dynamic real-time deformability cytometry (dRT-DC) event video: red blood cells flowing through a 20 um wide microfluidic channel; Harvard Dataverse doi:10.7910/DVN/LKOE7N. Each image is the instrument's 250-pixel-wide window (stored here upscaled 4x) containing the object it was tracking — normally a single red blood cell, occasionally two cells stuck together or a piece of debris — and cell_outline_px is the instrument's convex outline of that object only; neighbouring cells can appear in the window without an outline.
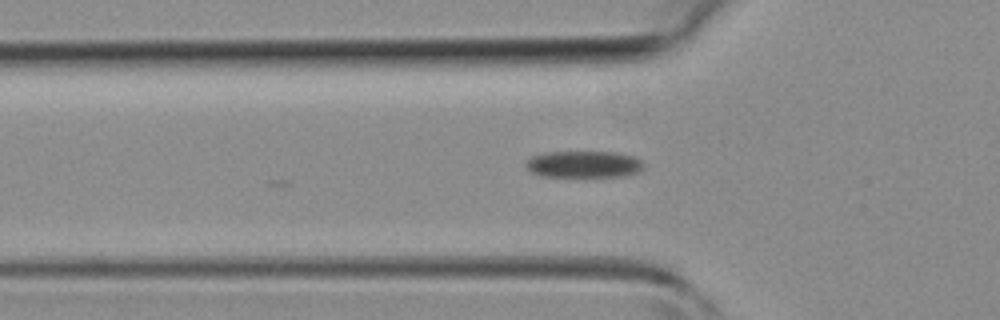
{"species": "common noctule bat (a hibernating species)", "species_latin": "Nyctalus noctula", "temperature_condition": "room temperature", "stored_images_in_passage": 25, "camera_frame_rate_fps": 3000, "um_per_image_px": 0.085, "animal": {"sex": "female", "body_mass_g": 19.3, "forearm_length_mm": 54.1}, "frame": {"image": 1, "passage_image": 2, "time_ms": 0.333, "image_size_px": [1000, 320], "cell_outline_px": [[644, 168], [636, 172], [624, 176], [540, 176], [524, 168], [524, 164], [532, 156], [544, 152], [616, 152], [636, 156], [644, 164]], "centroid_in_image_um": [49.61, 13.95], "position_along_channel_um": 76.2, "area_um2": 18.44}}
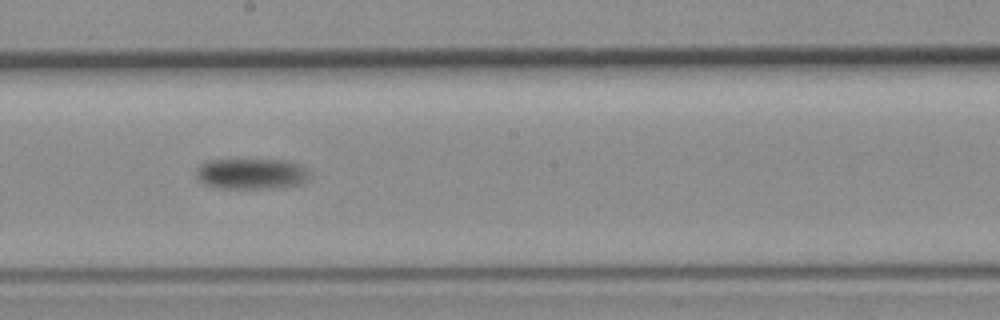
{"frame": {"image": 2, "passage_image": 12, "time_ms": 3.667, "image_size_px": [1000, 320], "cell_outline_px": [[312, 176], [308, 180], [300, 184], [284, 188], [220, 188], [208, 184], [200, 180], [196, 176], [196, 168], [200, 164], [208, 160], [288, 160], [300, 164]], "centroid_in_image_um": [21.42, 14.77], "position_along_channel_um": 226.8, "area_um2": 20.46}}
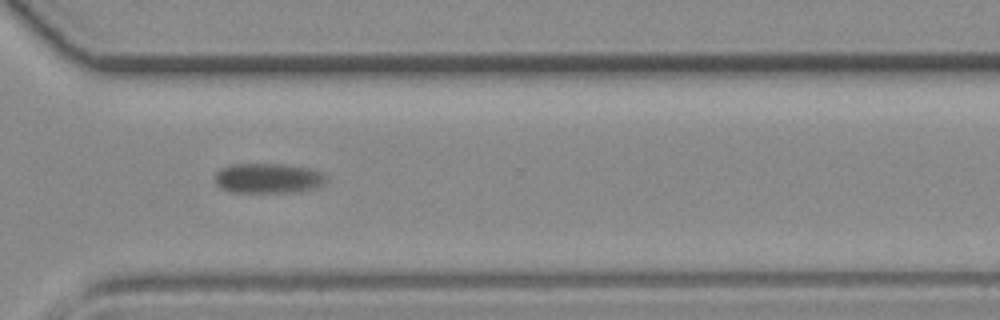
{"frame": {"image": 3, "passage_image": 20, "time_ms": 6.333, "image_size_px": [1000, 320], "cell_outline_px": [[328, 180], [324, 184], [316, 188], [300, 192], [232, 192], [220, 188], [212, 180], [212, 176], [220, 168], [228, 164], [284, 164], [308, 168], [320, 172], [328, 176]], "centroid_in_image_um": [22.76, 15.15], "position_along_channel_um": 347.8, "area_um2": 19.94}}